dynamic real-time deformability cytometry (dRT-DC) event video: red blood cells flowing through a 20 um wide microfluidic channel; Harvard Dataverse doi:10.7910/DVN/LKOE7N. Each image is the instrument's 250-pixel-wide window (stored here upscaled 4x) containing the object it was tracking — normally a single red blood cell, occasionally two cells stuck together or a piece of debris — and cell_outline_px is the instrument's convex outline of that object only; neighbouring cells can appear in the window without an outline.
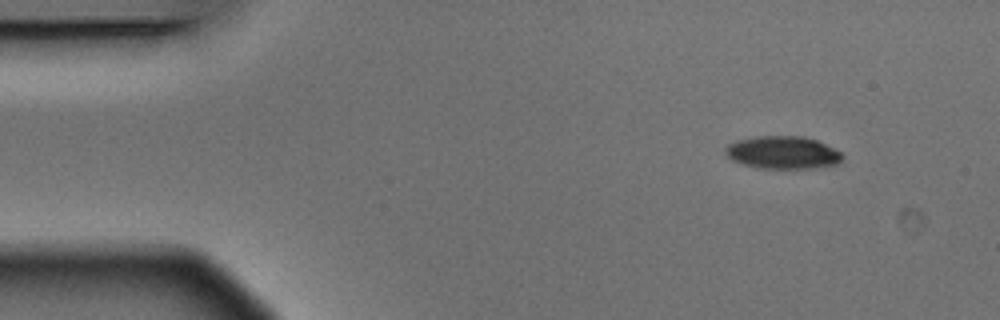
{"species": "Egyptian fruit bat (a non-hibernating species)", "species_latin": "Rousettus aegyptiacus", "temperature_condition": "warm", "stored_images_in_passage": 3, "camera_frame_rate_fps": 3000, "um_per_image_px": 0.085, "animal": {"sex": "male"}, "frame": {"image": 1, "passage_image": 1, "time_ms": 0.0, "image_size_px": [1000, 320], "cell_outline_px": [[844, 156], [836, 164], [816, 168], [756, 168], [740, 164], [732, 160], [724, 152], [724, 148], [728, 144], [736, 140], [756, 136], [804, 136], [816, 140], [840, 152]], "centroid_in_image_um": [66.48, 12.96], "position_along_channel_um": 18.5, "area_um2": 22.37}}
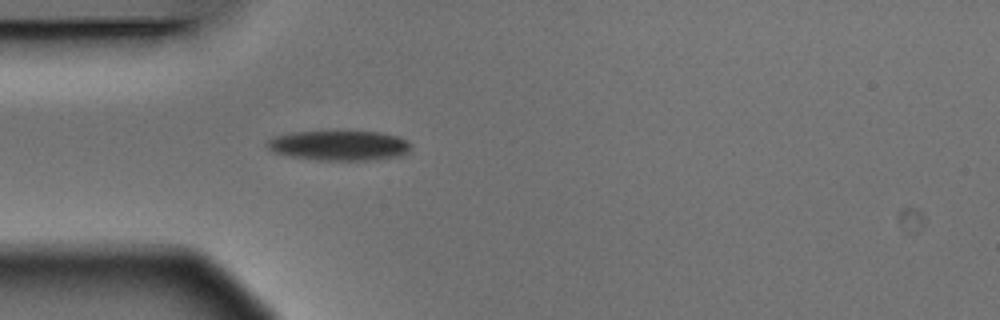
{"frame": {"image": 2, "passage_image": 3, "time_ms": 0.667, "image_size_px": [1000, 320], "cell_outline_px": [[412, 148], [408, 152], [400, 156], [364, 160], [316, 160], [292, 156], [272, 152], [264, 144], [268, 140], [276, 136], [292, 132], [380, 132], [400, 136], [408, 140], [412, 144]], "centroid_in_image_um": [28.86, 12.37], "position_along_channel_um": 56.1, "area_um2": 25.09}}